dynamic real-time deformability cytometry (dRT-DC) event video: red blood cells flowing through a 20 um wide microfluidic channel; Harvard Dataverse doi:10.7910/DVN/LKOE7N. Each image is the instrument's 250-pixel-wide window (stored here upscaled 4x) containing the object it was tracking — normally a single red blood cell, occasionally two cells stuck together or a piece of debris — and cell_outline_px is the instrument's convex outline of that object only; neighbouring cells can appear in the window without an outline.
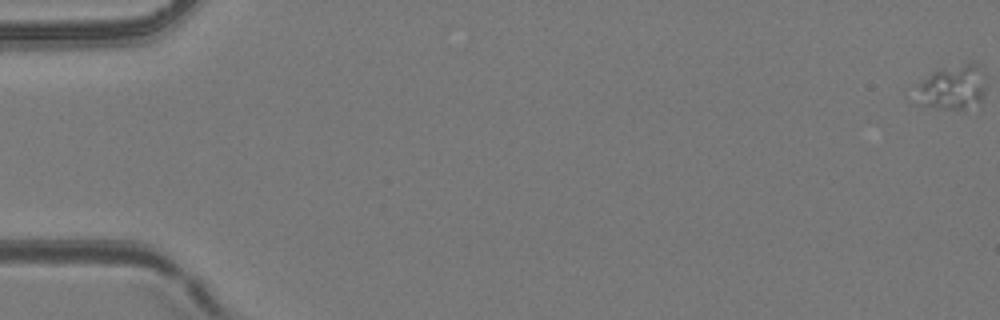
{"species": "common noctule bat (a hibernating species)", "species_latin": "Nyctalus noctula", "temperature_condition": "room temperature", "stored_images_in_passage": 31, "camera_frame_rate_fps": 3000, "um_per_image_px": 0.085, "animal": {"sex": "female", "body_mass_g": 24.6, "forearm_length_mm": 56.2}, "frame": {"image": 1, "passage_image": 1, "time_ms": 0.0, "image_size_px": [1000, 320], "cell_outline_px": [[984, 96], [980, 104], [964, 112], [916, 104], [920, 84], [932, 72], [940, 68], [972, 60], [980, 64], [984, 84]], "centroid_in_image_um": [81.04, 7.44], "position_along_channel_um": 4.0, "area_um2": 18.79}}
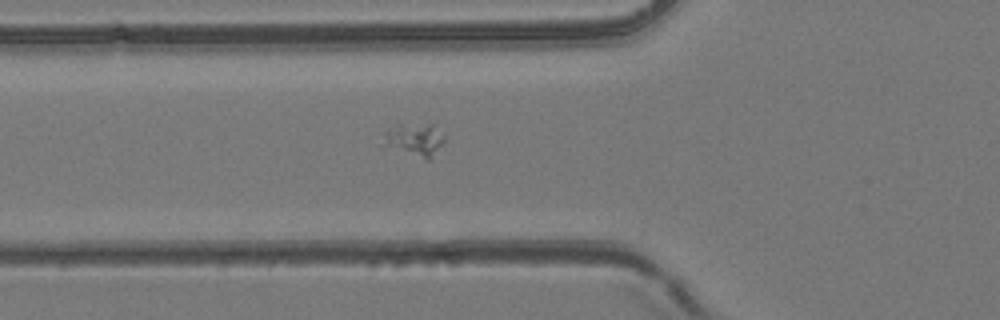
{"frame": {"image": 2, "passage_image": 22, "time_ms": 7.0, "image_size_px": [1000, 320], "cell_outline_px": [[444, 140], [432, 156], [428, 160], [388, 144], [384, 132], [388, 128], [396, 124], [432, 124], [444, 136]], "centroid_in_image_um": [35.3, 11.8], "position_along_channel_um": 90.5, "area_um2": 10.75}}
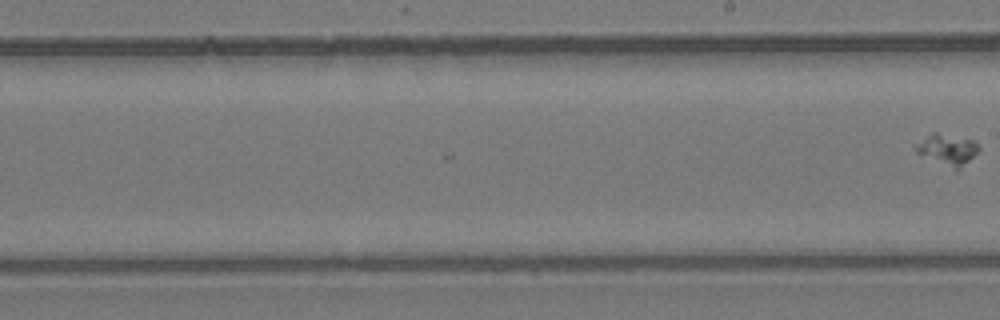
{"frame": {"image": 3, "passage_image": 31, "time_ms": 10.0, "image_size_px": [1000, 320], "cell_outline_px": [[980, 148], [956, 172], [916, 152], [912, 148], [912, 144], [932, 132], [936, 132], [972, 140]], "centroid_in_image_um": [80.43, 12.71], "position_along_channel_um": 208.6, "area_um2": 11.44}}